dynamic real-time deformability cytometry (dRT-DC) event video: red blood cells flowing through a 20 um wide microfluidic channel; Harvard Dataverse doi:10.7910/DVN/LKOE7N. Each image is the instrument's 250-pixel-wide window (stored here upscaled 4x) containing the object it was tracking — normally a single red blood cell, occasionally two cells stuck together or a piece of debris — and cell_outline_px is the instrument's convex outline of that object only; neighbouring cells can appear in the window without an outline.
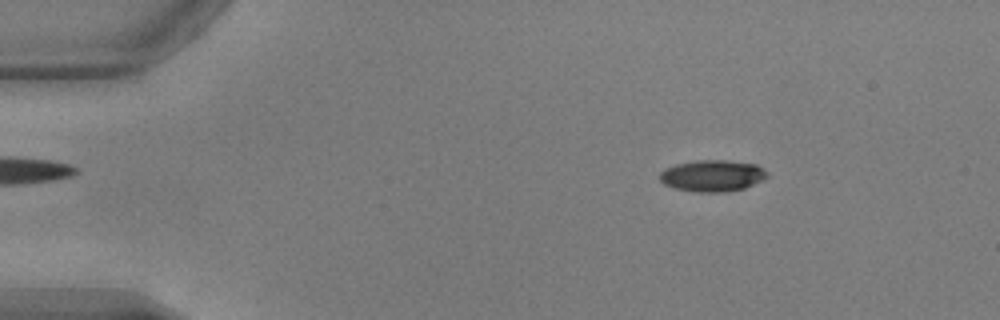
{"species": "common noctule bat (a hibernating species)", "species_latin": "Nyctalus noctula", "temperature_condition": "warm", "stored_images_in_passage": 46, "camera_frame_rate_fps": 3000, "um_per_image_px": 0.085, "animal": {"sex": "male", "body_mass_g": 17.9, "forearm_length_mm": 54.2}, "frame": {"image": 1, "passage_image": 1, "time_ms": 0.0, "image_size_px": [1000, 320], "cell_outline_px": [[768, 176], [764, 180], [744, 188], [724, 192], [696, 192], [676, 188], [664, 184], [660, 180], [660, 172], [664, 168], [676, 164], [696, 160], [728, 160], [756, 164], [764, 168], [768, 172]], "centroid_in_image_um": [60.58, 14.93], "position_along_channel_um": 24.4, "area_um2": 19.88}}
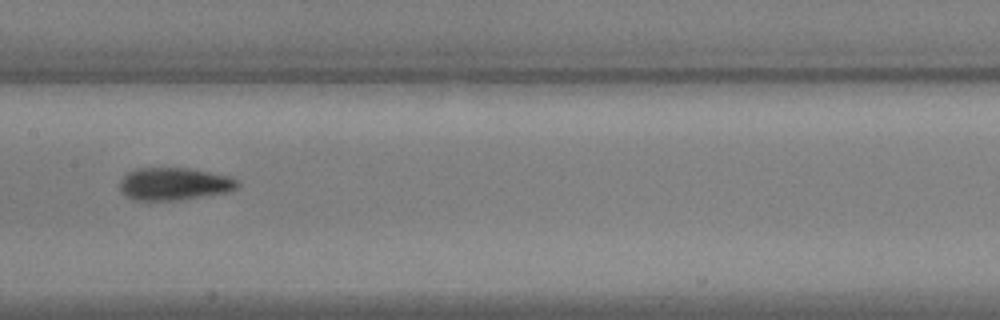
{"frame": {"image": 2, "passage_image": 20, "time_ms": 6.333, "image_size_px": [1000, 320], "cell_outline_px": [[240, 184], [236, 188], [228, 192], [176, 200], [132, 200], [124, 196], [120, 192], [120, 180], [128, 172], [136, 168], [188, 168], [212, 172], [228, 176], [236, 180]], "centroid_in_image_um": [14.76, 15.63], "position_along_channel_um": 192.6, "area_um2": 22.37}}
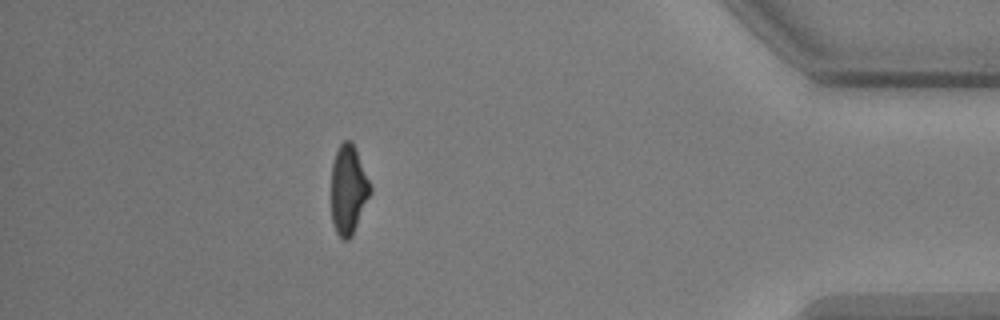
{"frame": {"image": 3, "passage_image": 40, "time_ms": 13.0, "image_size_px": [1000, 320], "cell_outline_px": [[372, 192], [352, 236], [348, 240], [344, 240], [336, 232], [332, 224], [332, 164], [336, 152], [340, 144], [344, 140], [352, 140], [356, 148], [372, 188]], "centroid_in_image_um": [29.63, 16.12], "position_along_channel_um": 405.6, "area_um2": 20.35}, "authors_computed_cell_mechanics": {"area_um2": 21.2126, "velocity_mm_per_s": 3.8609, "shape_relaxation_time_tau1_ms": 4.4145, "shape_relaxation_time_tau2_ms": 3.2364, "deformation_change_tau1": 0.1658, "deformation_change_tau2": 0.1032}}